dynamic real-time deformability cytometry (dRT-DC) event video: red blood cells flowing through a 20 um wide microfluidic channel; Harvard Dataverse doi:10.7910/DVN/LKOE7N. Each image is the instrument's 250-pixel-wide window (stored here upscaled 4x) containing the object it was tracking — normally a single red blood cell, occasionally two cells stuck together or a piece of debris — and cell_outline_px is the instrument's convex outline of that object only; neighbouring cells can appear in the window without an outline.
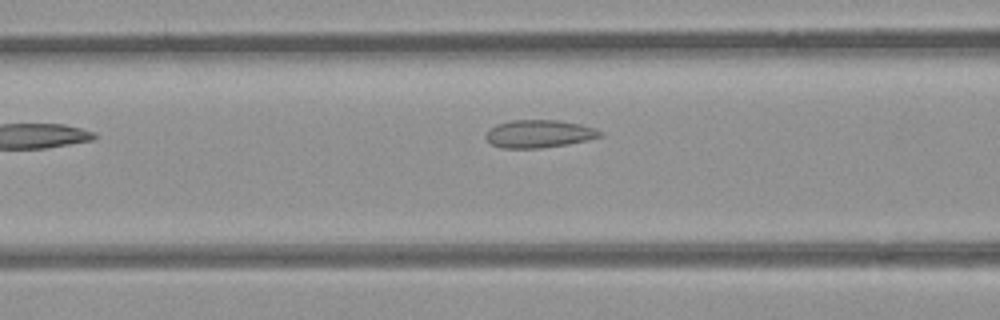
{"species": "common noctule bat (a hibernating species)", "species_latin": "Nyctalus noctula", "temperature_condition": "room temperature", "stored_images_in_passage": 8, "camera_frame_rate_fps": 3000, "um_per_image_px": 0.085, "animal": {"sex": "female", "body_mass_g": 21.9}, "frame": {"image": 1, "passage_image": 7, "time_ms": 7.0, "image_size_px": [1000, 320], "cell_outline_px": [[604, 136], [588, 140], [568, 144], [540, 148], [504, 148], [492, 144], [484, 136], [496, 124], [512, 120], [556, 120], [580, 124], [596, 128], [604, 132]], "centroid_in_image_um": [45.88, 11.37], "position_along_channel_um": 120.7, "area_um2": 18.5}}
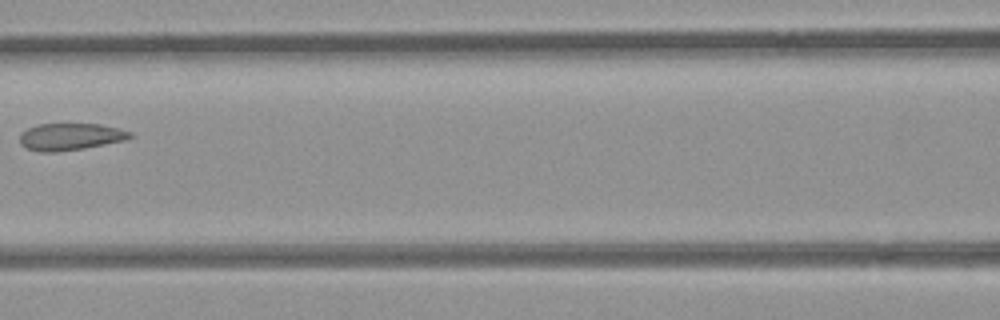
{"frame": {"image": 2, "passage_image": 8, "time_ms": 8.0, "image_size_px": [1000, 320], "cell_outline_px": [[136, 136], [124, 140], [84, 148], [56, 152], [40, 152], [28, 148], [20, 144], [20, 132], [36, 124], [100, 124], [132, 132]], "centroid_in_image_um": [5.97, 11.61], "position_along_channel_um": 160.6, "area_um2": 17.34}}